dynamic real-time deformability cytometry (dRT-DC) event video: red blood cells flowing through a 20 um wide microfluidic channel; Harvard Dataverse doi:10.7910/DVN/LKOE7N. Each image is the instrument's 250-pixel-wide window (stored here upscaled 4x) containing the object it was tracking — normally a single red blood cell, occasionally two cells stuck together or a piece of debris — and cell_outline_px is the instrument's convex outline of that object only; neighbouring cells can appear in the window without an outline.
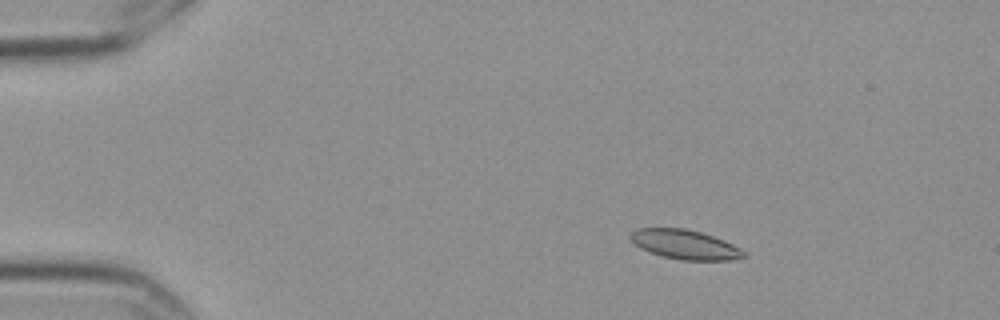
{"species": "Egyptian fruit bat (a non-hibernating species)", "species_latin": "Rousettus aegyptiacus", "temperature_condition": "cold", "stored_images_in_passage": 6, "camera_frame_rate_fps": 3000, "um_per_image_px": 0.085, "frame": {"image": 1, "passage_image": 3, "time_ms": 0.667, "image_size_px": [1000, 320], "cell_outline_px": [[744, 256], [728, 260], [680, 260], [664, 256], [640, 248], [628, 236], [636, 228], [684, 228], [700, 232], [724, 240], [740, 248], [744, 252]], "centroid_in_image_um": [58.19, 20.77], "position_along_channel_um": 26.8, "area_um2": 19.07}}